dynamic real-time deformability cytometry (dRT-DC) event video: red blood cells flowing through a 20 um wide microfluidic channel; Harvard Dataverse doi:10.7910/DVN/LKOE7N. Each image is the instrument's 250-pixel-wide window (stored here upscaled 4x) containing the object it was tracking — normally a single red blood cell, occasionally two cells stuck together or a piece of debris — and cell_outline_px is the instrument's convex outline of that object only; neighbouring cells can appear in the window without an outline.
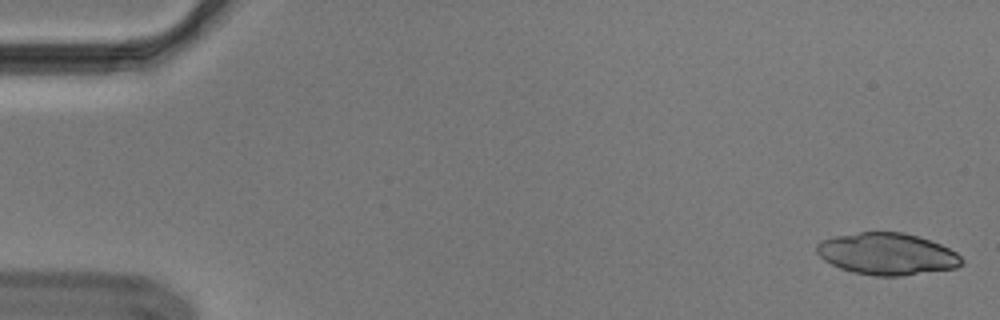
{"species": "Egyptian fruit bat (a non-hibernating species)", "species_latin": "Rousettus aegyptiacus", "temperature_condition": "cold", "stored_images_in_passage": 53, "segment_of_instrument_passage": [1, 2], "camera_frame_rate_fps": 3000, "um_per_image_px": 0.085, "animal": {"sex": "male"}, "frame": {"image": 1, "passage_image": 1, "time_ms": 0.0, "image_size_px": [1000, 320], "cell_outline_px": [[964, 264], [956, 268], [900, 276], [872, 276], [840, 268], [824, 260], [816, 252], [816, 244], [820, 240], [832, 236], [860, 232], [904, 232], [940, 244], [956, 252], [964, 260]], "centroid_in_image_um": [75.39, 21.58], "position_along_channel_um": 9.6, "area_um2": 35.37}}